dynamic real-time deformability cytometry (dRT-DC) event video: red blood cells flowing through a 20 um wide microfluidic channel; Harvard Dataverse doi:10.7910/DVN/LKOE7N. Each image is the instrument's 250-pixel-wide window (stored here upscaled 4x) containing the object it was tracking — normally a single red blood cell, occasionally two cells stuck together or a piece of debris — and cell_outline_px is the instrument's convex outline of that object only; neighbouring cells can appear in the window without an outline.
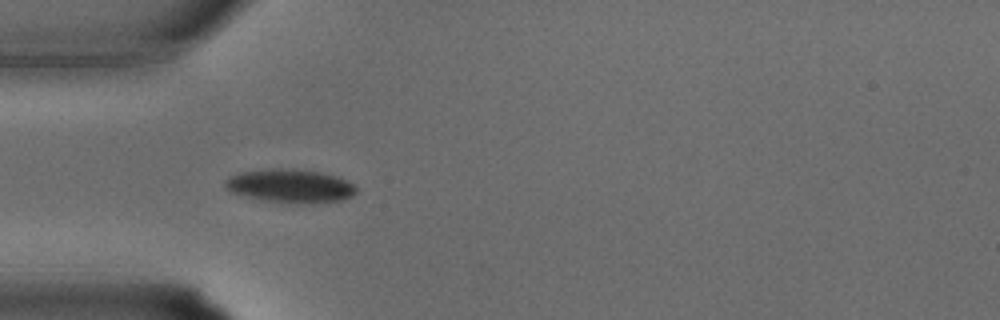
{"species": "common noctule bat (a hibernating species)", "species_latin": "Nyctalus noctula", "temperature_condition": "warm", "stored_images_in_passage": 25, "camera_frame_rate_fps": 3000, "um_per_image_px": 0.085, "animal": {"sex": "male", "body_mass_g": 15.6}, "frame": {"image": 1, "passage_image": 1, "time_ms": 0.0, "image_size_px": [1000, 320], "cell_outline_px": [[356, 192], [352, 196], [344, 200], [312, 204], [304, 204], [260, 200], [232, 192], [224, 184], [224, 180], [232, 176], [244, 172], [272, 168], [292, 168], [320, 172], [336, 176], [348, 180], [356, 188]], "centroid_in_image_um": [24.73, 15.81], "position_along_channel_um": 60.3, "area_um2": 25.66}}
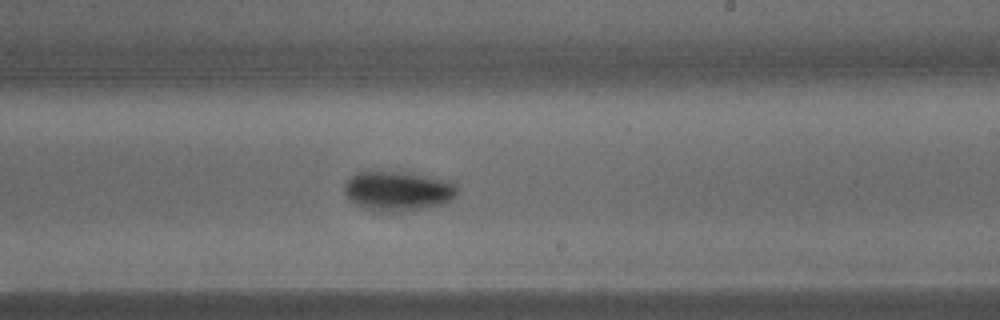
{"frame": {"image": 2, "passage_image": 11, "time_ms": 3.333, "image_size_px": [1000, 320], "cell_outline_px": [[456, 196], [452, 200], [440, 204], [424, 208], [400, 212], [380, 212], [360, 208], [352, 204], [348, 200], [344, 192], [344, 184], [352, 176], [360, 172], [400, 172], [448, 180], [456, 184]], "centroid_in_image_um": [33.77, 16.27], "position_along_channel_um": 255.2, "area_um2": 26.13}}
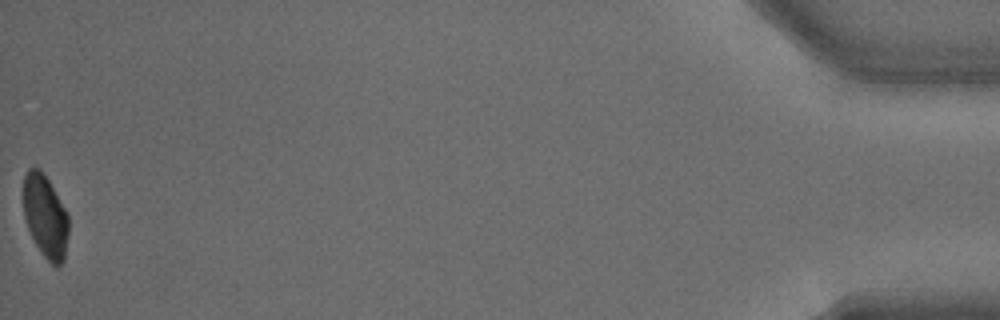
{"frame": {"image": 3, "passage_image": 25, "time_ms": 8.0, "image_size_px": [1000, 320], "cell_outline_px": [[68, 236], [64, 260], [56, 268], [40, 252], [28, 228], [24, 216], [24, 176], [28, 168], [40, 168], [48, 180], [64, 208], [68, 216]], "centroid_in_image_um": [3.85, 18.41], "position_along_channel_um": 431.3, "area_um2": 21.56}}